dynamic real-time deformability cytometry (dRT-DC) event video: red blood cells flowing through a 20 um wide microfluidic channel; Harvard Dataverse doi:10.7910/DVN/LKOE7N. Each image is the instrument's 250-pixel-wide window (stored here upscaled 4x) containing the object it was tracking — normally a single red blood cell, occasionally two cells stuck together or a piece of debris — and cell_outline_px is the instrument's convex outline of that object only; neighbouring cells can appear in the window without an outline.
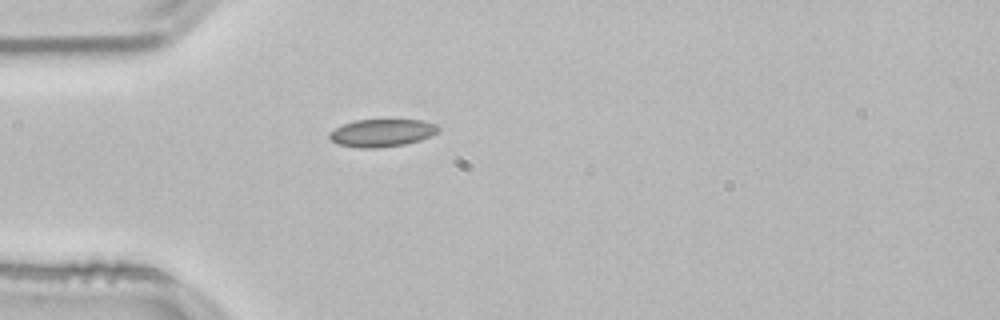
{"species": "common noctule bat (a hibernating species)", "species_latin": "Nyctalus noctula", "temperature_condition": "room temperature", "stored_images_in_passage": 32, "camera_frame_rate_fps": 3000, "um_per_image_px": 0.085, "animal": {"sex": "male", "body_mass_g": 21.5, "forearm_length_mm": 52.0}, "frame": {"image": 1, "passage_image": 1, "time_ms": 0.0, "image_size_px": [1000, 320], "cell_outline_px": [[440, 128], [432, 136], [420, 140], [404, 144], [376, 148], [360, 148], [336, 144], [328, 136], [328, 132], [344, 124], [356, 120], [420, 120], [436, 124]], "centroid_in_image_um": [32.45, 11.3], "position_along_channel_um": 52.6, "area_um2": 17.46}}
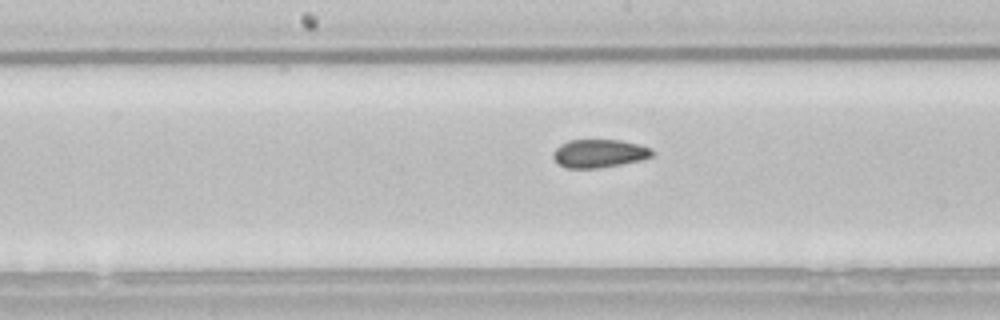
{"frame": {"image": 2, "passage_image": 13, "time_ms": 4.0, "image_size_px": [1000, 320], "cell_outline_px": [[652, 156], [640, 160], [620, 164], [596, 168], [564, 168], [552, 156], [552, 152], [560, 144], [568, 140], [620, 140], [640, 144], [652, 148]], "centroid_in_image_um": [50.91, 13.03], "position_along_channel_um": 197.3, "area_um2": 16.24}}
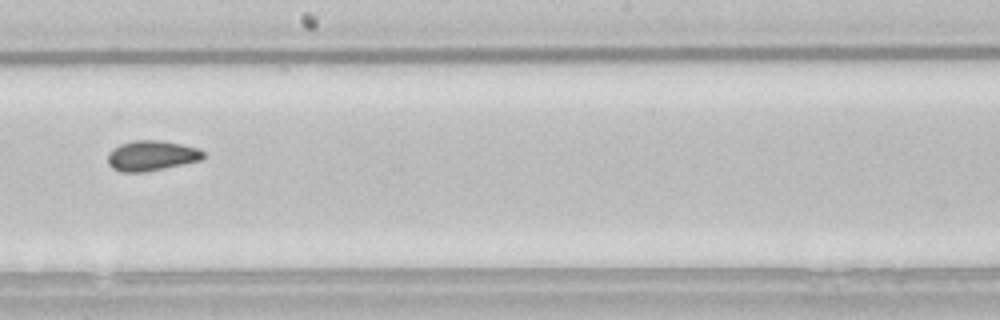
{"frame": {"image": 3, "passage_image": 16, "time_ms": 5.0, "image_size_px": [1000, 320], "cell_outline_px": [[204, 156], [200, 160], [164, 168], [144, 172], [120, 172], [112, 168], [108, 164], [108, 152], [112, 148], [120, 144], [132, 140], [160, 140], [180, 144], [196, 148], [204, 152]], "centroid_in_image_um": [12.82, 13.23], "position_along_channel_um": 235.4, "area_um2": 16.76}, "authors_computed_cell_mechanics": {"area_um2": 16.7331, "velocity_mm_per_s": 3.8117, "shape_relaxation_time_tau1_ms": null, "shape_relaxation_time_tau2_ms": 1.9681, "deformation_change_tau1": null, "deformation_change_tau2": 0.0508}}